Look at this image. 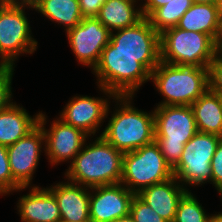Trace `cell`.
Returning <instances> with one entry per match:
<instances>
[{"instance_id":"74e56055","label":"cell","mask_w":222,"mask_h":222,"mask_svg":"<svg viewBox=\"0 0 222 222\" xmlns=\"http://www.w3.org/2000/svg\"><path fill=\"white\" fill-rule=\"evenodd\" d=\"M220 15L222 16V0L220 1Z\"/></svg>"},{"instance_id":"7402d4cb","label":"cell","mask_w":222,"mask_h":222,"mask_svg":"<svg viewBox=\"0 0 222 222\" xmlns=\"http://www.w3.org/2000/svg\"><path fill=\"white\" fill-rule=\"evenodd\" d=\"M199 132L222 137V96L209 88L190 105Z\"/></svg>"},{"instance_id":"4316f807","label":"cell","mask_w":222,"mask_h":222,"mask_svg":"<svg viewBox=\"0 0 222 222\" xmlns=\"http://www.w3.org/2000/svg\"><path fill=\"white\" fill-rule=\"evenodd\" d=\"M15 66L0 65V110L13 102L12 79Z\"/></svg>"},{"instance_id":"5b68a950","label":"cell","mask_w":222,"mask_h":222,"mask_svg":"<svg viewBox=\"0 0 222 222\" xmlns=\"http://www.w3.org/2000/svg\"><path fill=\"white\" fill-rule=\"evenodd\" d=\"M154 141L165 161L173 168L180 160L184 145L198 132L190 106H155Z\"/></svg>"},{"instance_id":"e0dca14e","label":"cell","mask_w":222,"mask_h":222,"mask_svg":"<svg viewBox=\"0 0 222 222\" xmlns=\"http://www.w3.org/2000/svg\"><path fill=\"white\" fill-rule=\"evenodd\" d=\"M55 196L61 222H88L90 188L69 180L47 187Z\"/></svg>"},{"instance_id":"9c48e42d","label":"cell","mask_w":222,"mask_h":222,"mask_svg":"<svg viewBox=\"0 0 222 222\" xmlns=\"http://www.w3.org/2000/svg\"><path fill=\"white\" fill-rule=\"evenodd\" d=\"M102 54L133 55L151 73L161 61L160 34L143 18L134 26L111 32Z\"/></svg>"},{"instance_id":"3957f363","label":"cell","mask_w":222,"mask_h":222,"mask_svg":"<svg viewBox=\"0 0 222 222\" xmlns=\"http://www.w3.org/2000/svg\"><path fill=\"white\" fill-rule=\"evenodd\" d=\"M150 81L163 96L156 106H190L208 88V68L181 66L160 61Z\"/></svg>"},{"instance_id":"8d00e7d4","label":"cell","mask_w":222,"mask_h":222,"mask_svg":"<svg viewBox=\"0 0 222 222\" xmlns=\"http://www.w3.org/2000/svg\"><path fill=\"white\" fill-rule=\"evenodd\" d=\"M219 53L222 55V36H221V40L219 42Z\"/></svg>"},{"instance_id":"7a4b0ae2","label":"cell","mask_w":222,"mask_h":222,"mask_svg":"<svg viewBox=\"0 0 222 222\" xmlns=\"http://www.w3.org/2000/svg\"><path fill=\"white\" fill-rule=\"evenodd\" d=\"M93 140V141H92ZM85 143L65 170V181L93 188L121 183L123 155L102 136Z\"/></svg>"},{"instance_id":"d6a6232c","label":"cell","mask_w":222,"mask_h":222,"mask_svg":"<svg viewBox=\"0 0 222 222\" xmlns=\"http://www.w3.org/2000/svg\"><path fill=\"white\" fill-rule=\"evenodd\" d=\"M40 0H0V5L28 7L33 11Z\"/></svg>"},{"instance_id":"4fadbf2b","label":"cell","mask_w":222,"mask_h":222,"mask_svg":"<svg viewBox=\"0 0 222 222\" xmlns=\"http://www.w3.org/2000/svg\"><path fill=\"white\" fill-rule=\"evenodd\" d=\"M44 151V152H43ZM10 171L20 187L40 186L33 184L41 153L45 154V137L38 124L25 137L7 146Z\"/></svg>"},{"instance_id":"30bf717a","label":"cell","mask_w":222,"mask_h":222,"mask_svg":"<svg viewBox=\"0 0 222 222\" xmlns=\"http://www.w3.org/2000/svg\"><path fill=\"white\" fill-rule=\"evenodd\" d=\"M28 7L0 5V65L16 66L23 55L37 51L38 41L32 34Z\"/></svg>"},{"instance_id":"d4e9b609","label":"cell","mask_w":222,"mask_h":222,"mask_svg":"<svg viewBox=\"0 0 222 222\" xmlns=\"http://www.w3.org/2000/svg\"><path fill=\"white\" fill-rule=\"evenodd\" d=\"M187 191L179 200L173 222H209L211 214L207 213L197 196Z\"/></svg>"},{"instance_id":"1f68e13d","label":"cell","mask_w":222,"mask_h":222,"mask_svg":"<svg viewBox=\"0 0 222 222\" xmlns=\"http://www.w3.org/2000/svg\"><path fill=\"white\" fill-rule=\"evenodd\" d=\"M144 1V2H143ZM170 0H141V11L144 18H149L158 8Z\"/></svg>"},{"instance_id":"8fae6325","label":"cell","mask_w":222,"mask_h":222,"mask_svg":"<svg viewBox=\"0 0 222 222\" xmlns=\"http://www.w3.org/2000/svg\"><path fill=\"white\" fill-rule=\"evenodd\" d=\"M102 92V98L88 95H75L63 106L59 112L60 118L66 124L72 125L89 135L91 138L97 135L101 136L100 128L105 122V116L109 104L115 95L101 87L97 86ZM99 133V134H97Z\"/></svg>"},{"instance_id":"ac0fdd59","label":"cell","mask_w":222,"mask_h":222,"mask_svg":"<svg viewBox=\"0 0 222 222\" xmlns=\"http://www.w3.org/2000/svg\"><path fill=\"white\" fill-rule=\"evenodd\" d=\"M186 192L187 190L173 176L166 181L144 188L136 195L162 219L173 222L179 200Z\"/></svg>"},{"instance_id":"277c9868","label":"cell","mask_w":222,"mask_h":222,"mask_svg":"<svg viewBox=\"0 0 222 222\" xmlns=\"http://www.w3.org/2000/svg\"><path fill=\"white\" fill-rule=\"evenodd\" d=\"M219 53L210 35L172 27L160 33V60L168 64L209 67Z\"/></svg>"},{"instance_id":"f1b7e54d","label":"cell","mask_w":222,"mask_h":222,"mask_svg":"<svg viewBox=\"0 0 222 222\" xmlns=\"http://www.w3.org/2000/svg\"><path fill=\"white\" fill-rule=\"evenodd\" d=\"M209 89L222 96V55L218 53L208 67Z\"/></svg>"},{"instance_id":"5bb4252c","label":"cell","mask_w":222,"mask_h":222,"mask_svg":"<svg viewBox=\"0 0 222 222\" xmlns=\"http://www.w3.org/2000/svg\"><path fill=\"white\" fill-rule=\"evenodd\" d=\"M65 34L76 61L93 71L109 43L111 32L97 18H83Z\"/></svg>"},{"instance_id":"603a6c76","label":"cell","mask_w":222,"mask_h":222,"mask_svg":"<svg viewBox=\"0 0 222 222\" xmlns=\"http://www.w3.org/2000/svg\"><path fill=\"white\" fill-rule=\"evenodd\" d=\"M34 11L52 23L63 26L65 32L74 28L83 19L79 0H40Z\"/></svg>"},{"instance_id":"ffe728a7","label":"cell","mask_w":222,"mask_h":222,"mask_svg":"<svg viewBox=\"0 0 222 222\" xmlns=\"http://www.w3.org/2000/svg\"><path fill=\"white\" fill-rule=\"evenodd\" d=\"M176 27L208 34L219 43L222 33L220 5L193 3L181 17Z\"/></svg>"},{"instance_id":"7c38bea8","label":"cell","mask_w":222,"mask_h":222,"mask_svg":"<svg viewBox=\"0 0 222 222\" xmlns=\"http://www.w3.org/2000/svg\"><path fill=\"white\" fill-rule=\"evenodd\" d=\"M47 117L45 112L40 111L38 124L42 127L45 137L44 155L47 156V162L55 167L64 162L71 163L91 137L58 117L50 122L51 126L48 129L46 128V123H49Z\"/></svg>"},{"instance_id":"4dcf8cb0","label":"cell","mask_w":222,"mask_h":222,"mask_svg":"<svg viewBox=\"0 0 222 222\" xmlns=\"http://www.w3.org/2000/svg\"><path fill=\"white\" fill-rule=\"evenodd\" d=\"M105 0H79L83 18H96Z\"/></svg>"},{"instance_id":"cb8c5ba5","label":"cell","mask_w":222,"mask_h":222,"mask_svg":"<svg viewBox=\"0 0 222 222\" xmlns=\"http://www.w3.org/2000/svg\"><path fill=\"white\" fill-rule=\"evenodd\" d=\"M192 4V0H170L166 5L158 8L148 19L152 27L160 34L166 29L176 27Z\"/></svg>"},{"instance_id":"2e32d148","label":"cell","mask_w":222,"mask_h":222,"mask_svg":"<svg viewBox=\"0 0 222 222\" xmlns=\"http://www.w3.org/2000/svg\"><path fill=\"white\" fill-rule=\"evenodd\" d=\"M29 190L18 198L17 214L21 222H61V214L54 194L47 187H21L15 192Z\"/></svg>"},{"instance_id":"d6986e66","label":"cell","mask_w":222,"mask_h":222,"mask_svg":"<svg viewBox=\"0 0 222 222\" xmlns=\"http://www.w3.org/2000/svg\"><path fill=\"white\" fill-rule=\"evenodd\" d=\"M39 115L40 111L31 116L16 101L0 110V145L9 146L25 137L38 125Z\"/></svg>"},{"instance_id":"ba28073f","label":"cell","mask_w":222,"mask_h":222,"mask_svg":"<svg viewBox=\"0 0 222 222\" xmlns=\"http://www.w3.org/2000/svg\"><path fill=\"white\" fill-rule=\"evenodd\" d=\"M221 139L198 131L184 145L181 158L172 169L174 177L187 191L193 186L212 184L211 161Z\"/></svg>"},{"instance_id":"836d02e7","label":"cell","mask_w":222,"mask_h":222,"mask_svg":"<svg viewBox=\"0 0 222 222\" xmlns=\"http://www.w3.org/2000/svg\"><path fill=\"white\" fill-rule=\"evenodd\" d=\"M196 4L220 5L221 0H192Z\"/></svg>"},{"instance_id":"44dd1931","label":"cell","mask_w":222,"mask_h":222,"mask_svg":"<svg viewBox=\"0 0 222 222\" xmlns=\"http://www.w3.org/2000/svg\"><path fill=\"white\" fill-rule=\"evenodd\" d=\"M138 2L141 0H105L96 18L110 32L134 26L144 18Z\"/></svg>"},{"instance_id":"83f0119b","label":"cell","mask_w":222,"mask_h":222,"mask_svg":"<svg viewBox=\"0 0 222 222\" xmlns=\"http://www.w3.org/2000/svg\"><path fill=\"white\" fill-rule=\"evenodd\" d=\"M129 214L135 222H167L137 195L131 201Z\"/></svg>"},{"instance_id":"e575fe53","label":"cell","mask_w":222,"mask_h":222,"mask_svg":"<svg viewBox=\"0 0 222 222\" xmlns=\"http://www.w3.org/2000/svg\"><path fill=\"white\" fill-rule=\"evenodd\" d=\"M209 222H222V212H215L213 214L211 213Z\"/></svg>"},{"instance_id":"6da1fadb","label":"cell","mask_w":222,"mask_h":222,"mask_svg":"<svg viewBox=\"0 0 222 222\" xmlns=\"http://www.w3.org/2000/svg\"><path fill=\"white\" fill-rule=\"evenodd\" d=\"M135 97L115 96L113 111L109 104L105 116L108 123L101 131V136L122 153L135 151L155 139L154 110L147 112L136 108L133 104Z\"/></svg>"},{"instance_id":"d590c367","label":"cell","mask_w":222,"mask_h":222,"mask_svg":"<svg viewBox=\"0 0 222 222\" xmlns=\"http://www.w3.org/2000/svg\"><path fill=\"white\" fill-rule=\"evenodd\" d=\"M114 222H135V221L133 220V218L129 214L125 217H121L119 219H116Z\"/></svg>"},{"instance_id":"484cf974","label":"cell","mask_w":222,"mask_h":222,"mask_svg":"<svg viewBox=\"0 0 222 222\" xmlns=\"http://www.w3.org/2000/svg\"><path fill=\"white\" fill-rule=\"evenodd\" d=\"M19 188L10 171L7 146L0 145V196H10Z\"/></svg>"},{"instance_id":"8992f818","label":"cell","mask_w":222,"mask_h":222,"mask_svg":"<svg viewBox=\"0 0 222 222\" xmlns=\"http://www.w3.org/2000/svg\"><path fill=\"white\" fill-rule=\"evenodd\" d=\"M91 73L96 77L97 86L111 91L115 96L137 95L136 92L150 81L151 76L139 58L127 54H101Z\"/></svg>"},{"instance_id":"9a60e30c","label":"cell","mask_w":222,"mask_h":222,"mask_svg":"<svg viewBox=\"0 0 222 222\" xmlns=\"http://www.w3.org/2000/svg\"><path fill=\"white\" fill-rule=\"evenodd\" d=\"M135 194L122 183L90 188L89 217L91 222H114L130 213Z\"/></svg>"},{"instance_id":"f546056e","label":"cell","mask_w":222,"mask_h":222,"mask_svg":"<svg viewBox=\"0 0 222 222\" xmlns=\"http://www.w3.org/2000/svg\"><path fill=\"white\" fill-rule=\"evenodd\" d=\"M212 169V185L218 192L220 199H222V139L220 140L216 152L211 161Z\"/></svg>"},{"instance_id":"52a82bcc","label":"cell","mask_w":222,"mask_h":222,"mask_svg":"<svg viewBox=\"0 0 222 222\" xmlns=\"http://www.w3.org/2000/svg\"><path fill=\"white\" fill-rule=\"evenodd\" d=\"M173 176V169L155 141L123 155L121 183L135 195Z\"/></svg>"}]
</instances>
